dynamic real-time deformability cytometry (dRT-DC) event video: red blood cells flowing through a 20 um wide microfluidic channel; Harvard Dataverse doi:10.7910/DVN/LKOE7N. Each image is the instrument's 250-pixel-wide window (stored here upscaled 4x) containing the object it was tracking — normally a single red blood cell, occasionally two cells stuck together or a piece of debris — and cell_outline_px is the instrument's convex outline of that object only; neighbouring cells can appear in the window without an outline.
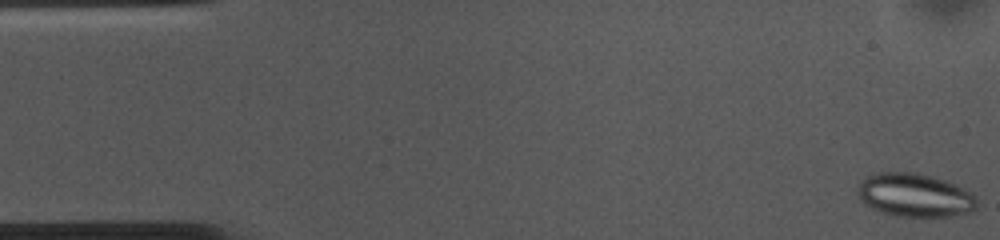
{"species": "common noctule bat (a hibernating species)", "species_latin": "Nyctalus noctula", "temperature_condition": "cold", "stored_images_in_passage": 54, "camera_frame_rate_fps": 3000, "um_per_image_px": 0.085, "animal": {"sex": "female", "body_mass_g": 10.0, "forearm_length_mm": 53.1}, "frame": {"image": 1, "passage_image": 1, "time_ms": 0.0, "image_size_px": [1000, 240], "cell_outline_px": [[976, 208], [972, 212], [952, 216], [896, 216], [872, 208], [864, 204], [860, 200], [856, 192], [860, 184], [868, 176], [876, 172], [920, 172], [944, 180], [972, 192], [976, 200]], "centroid_in_image_um": [77.75, 16.58], "position_along_channel_um": 7.2, "area_um2": 30.17}}
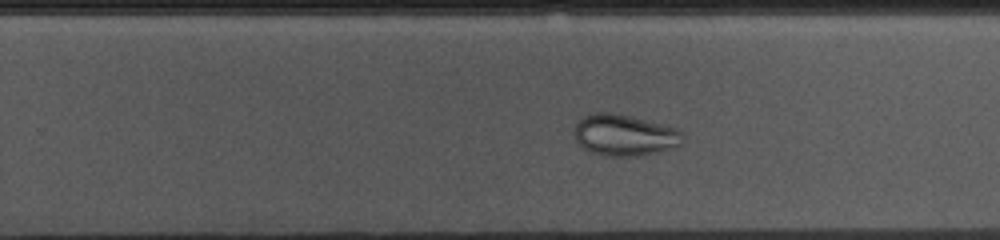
{"frame": {"image": 2, "passage_image": 33, "time_ms": 10.667, "image_size_px": [1000, 240], "cell_outline_px": [[684, 136], [680, 144], [660, 152], [640, 156], [604, 156], [592, 152], [584, 148], [576, 140], [572, 132], [576, 124], [584, 116], [596, 112], [612, 112], [676, 128]], "centroid_in_image_um": [53.04, 11.5], "position_along_channel_um": 276.8, "area_um2": 25.95}}
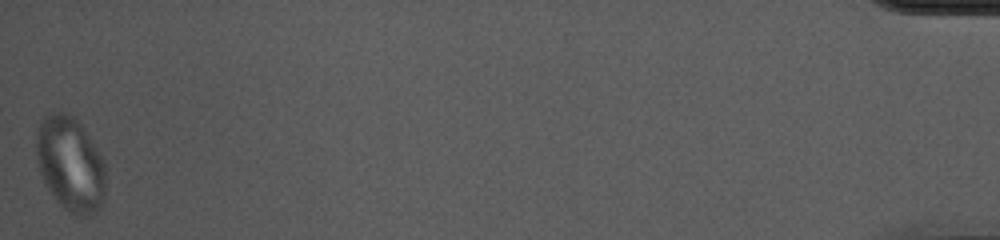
{"frame": {"image": 3, "passage_image": 54, "time_ms": 17.667, "image_size_px": [1000, 240], "cell_outline_px": [[104, 200], [100, 208], [96, 212], [84, 216], [80, 216], [64, 208], [56, 200], [44, 184], [36, 160], [36, 136], [40, 120], [48, 112], [64, 112], [72, 116], [80, 124], [88, 136], [100, 156], [104, 164]], "centroid_in_image_um": [5.94, 13.94], "position_along_channel_um": 429.3, "area_um2": 37.97}}